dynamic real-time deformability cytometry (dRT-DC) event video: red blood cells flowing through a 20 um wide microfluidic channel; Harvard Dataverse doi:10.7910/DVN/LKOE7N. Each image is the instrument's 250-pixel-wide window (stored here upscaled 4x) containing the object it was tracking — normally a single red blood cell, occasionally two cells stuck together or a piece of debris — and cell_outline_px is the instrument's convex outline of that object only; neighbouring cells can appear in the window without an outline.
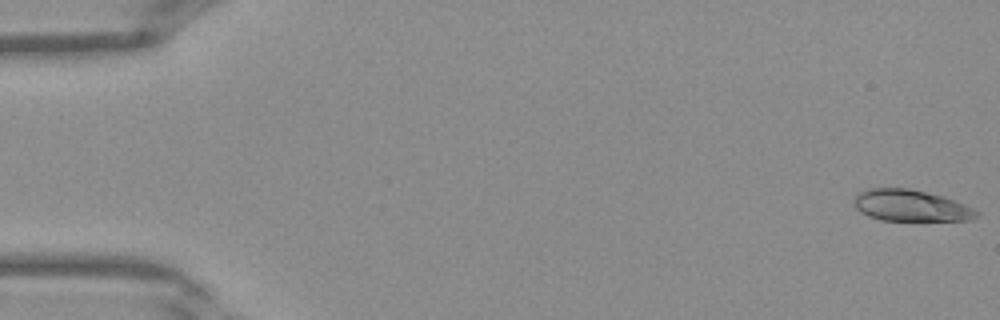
{"species": "Egyptian fruit bat (a non-hibernating species)", "species_latin": "Rousettus aegyptiacus", "temperature_condition": "warm", "stored_images_in_passage": 41, "camera_frame_rate_fps": 3000, "um_per_image_px": 0.085, "frame": {"image": 1, "passage_image": 1, "time_ms": 0.0, "image_size_px": [1000, 320], "cell_outline_px": [[980, 212], [976, 216], [968, 220], [880, 220], [868, 216], [860, 212], [856, 208], [852, 200], [860, 192], [868, 188], [908, 188], [944, 196], [964, 204]], "centroid_in_image_um": [77.38, 17.47], "position_along_channel_um": 7.6, "area_um2": 22.37}}
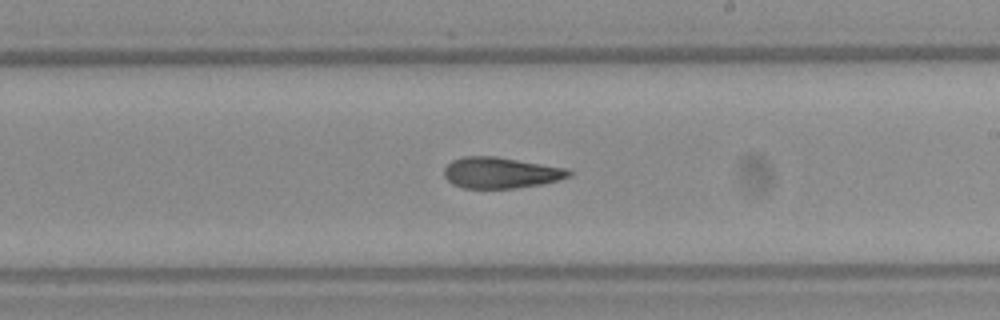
{"frame": {"image": 2, "passage_image": 24, "time_ms": 7.667, "image_size_px": [1000, 320], "cell_outline_px": [[572, 176], [540, 184], [516, 188], [464, 188], [452, 184], [444, 176], [444, 168], [452, 160], [464, 156], [496, 156], [568, 168], [572, 172]], "centroid_in_image_um": [42.56, 14.67], "position_along_channel_um": 246.4, "area_um2": 22.6}}
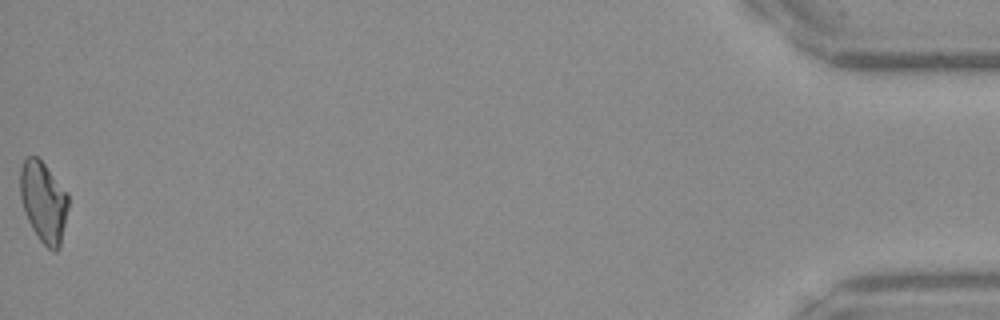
{"frame": {"image": 3, "passage_image": 41, "time_ms": 13.333, "image_size_px": [1000, 320], "cell_outline_px": [[68, 208], [60, 248], [56, 252], [52, 252], [40, 240], [32, 228], [24, 212], [20, 196], [20, 168], [24, 160], [28, 156], [36, 156], [44, 164], [68, 192]], "centroid_in_image_um": [3.71, 17.17], "position_along_channel_um": 431.5, "area_um2": 22.72}}